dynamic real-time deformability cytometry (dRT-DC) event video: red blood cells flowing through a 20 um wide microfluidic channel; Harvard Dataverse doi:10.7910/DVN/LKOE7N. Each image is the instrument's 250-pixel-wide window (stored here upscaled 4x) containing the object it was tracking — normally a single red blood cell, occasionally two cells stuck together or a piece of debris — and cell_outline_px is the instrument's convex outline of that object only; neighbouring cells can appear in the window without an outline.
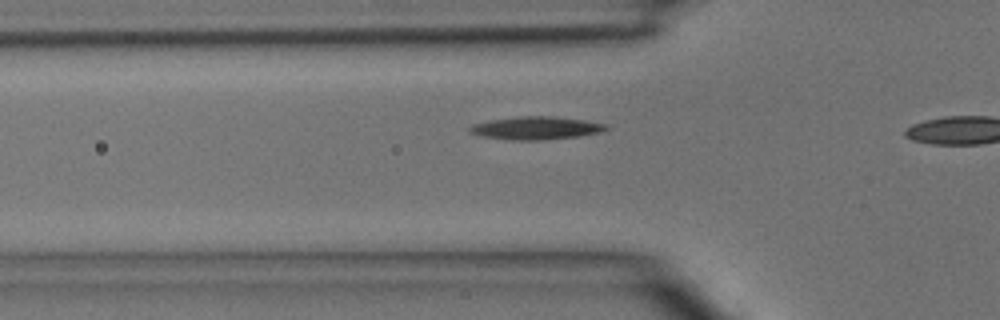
{"species": "common noctule bat (a hibernating species)", "species_latin": "Nyctalus noctula", "temperature_condition": "room temperature", "stored_images_in_passage": 6, "segment_of_instrument_passage": [1, 2], "camera_frame_rate_fps": 3000, "um_per_image_px": 0.085, "animal": {"sex": "male", "body_mass_g": 15.6}, "frame": {"image": 1, "passage_image": 5, "time_ms": 1.333, "image_size_px": [1000, 320], "cell_outline_px": [[608, 128], [600, 132], [580, 136], [544, 140], [508, 140], [480, 136], [468, 132], [468, 128], [472, 124], [488, 120], [520, 116], [552, 116], [584, 120], [608, 124]], "centroid_in_image_um": [45.52, 10.88], "position_along_channel_um": 80.3, "area_um2": 18.44}}